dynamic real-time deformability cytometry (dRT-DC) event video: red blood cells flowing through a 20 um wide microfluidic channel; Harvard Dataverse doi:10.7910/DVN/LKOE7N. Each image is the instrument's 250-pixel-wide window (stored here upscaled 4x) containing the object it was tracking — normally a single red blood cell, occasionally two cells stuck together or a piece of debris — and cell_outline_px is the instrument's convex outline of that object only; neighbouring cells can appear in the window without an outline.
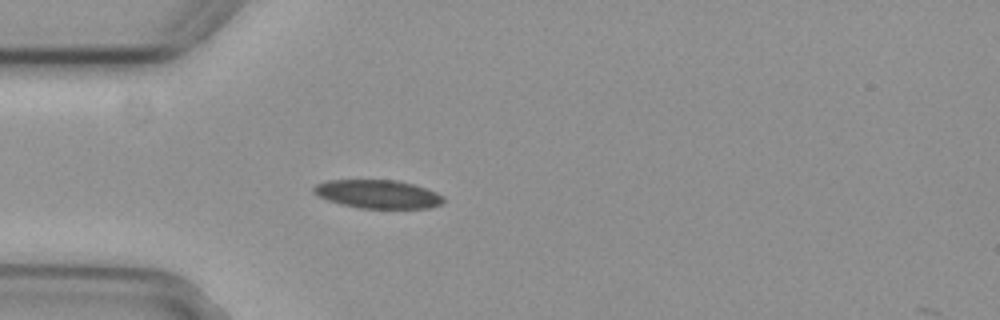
{"species": "common noctule bat (a hibernating species)", "species_latin": "Nyctalus noctula", "temperature_condition": "cold", "stored_images_in_passage": 6, "camera_frame_rate_fps": 3000, "um_per_image_px": 0.085, "animal": {"sex": "female", "body_mass_g": 29.2, "forearm_length_mm": 56.3}, "frame": {"image": 1, "passage_image": 5, "time_ms": 1.333, "image_size_px": [1000, 320], "cell_outline_px": [[444, 200], [440, 204], [428, 208], [360, 208], [340, 204], [328, 200], [312, 192], [312, 188], [316, 184], [328, 180], [396, 180], [412, 184], [436, 192], [444, 196]], "centroid_in_image_um": [32.09, 16.5], "position_along_channel_um": 52.9, "area_um2": 21.39}}